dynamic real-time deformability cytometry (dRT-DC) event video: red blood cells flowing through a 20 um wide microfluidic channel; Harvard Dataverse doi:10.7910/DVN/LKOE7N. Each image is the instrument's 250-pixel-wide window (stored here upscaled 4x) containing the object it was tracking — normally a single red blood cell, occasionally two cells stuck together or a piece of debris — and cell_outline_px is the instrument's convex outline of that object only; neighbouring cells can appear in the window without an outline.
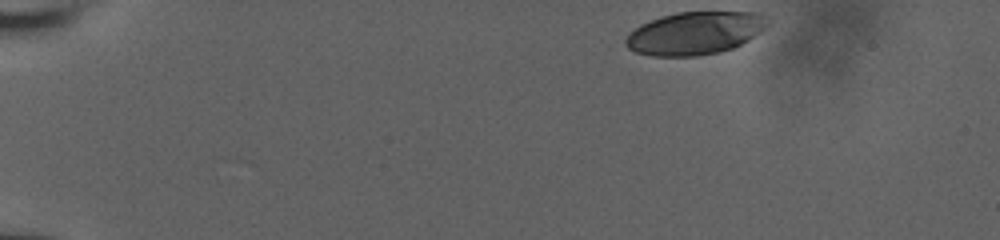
{"species": "human", "species_latin": "Homo sapiens", "temperature_condition": "room temperature", "stored_images_in_passage": 42, "camera_frame_rate_fps": 3000, "um_per_image_px": 0.085, "donor": {"sex": "male"}, "frame": {"image": 1, "passage_image": 1, "time_ms": 0.0, "image_size_px": [1000, 240], "cell_outline_px": [[772, 20], [760, 32], [748, 40], [732, 48], [720, 52], [696, 56], [652, 56], [636, 52], [628, 48], [624, 44], [624, 40], [628, 32], [640, 24], [660, 16], [676, 12], [760, 12], [768, 16]], "centroid_in_image_um": [59.06, 2.8], "position_along_channel_um": 25.9, "area_um2": 35.84}}
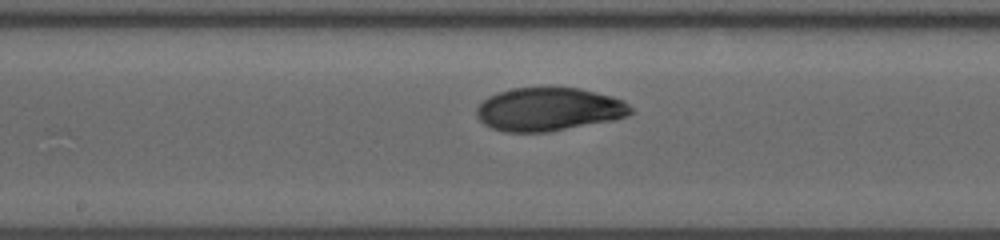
{"frame": {"image": 2, "passage_image": 24, "time_ms": 7.667, "image_size_px": [1000, 240], "cell_outline_px": [[632, 112], [628, 116], [612, 120], [548, 132], [504, 132], [492, 128], [484, 124], [476, 116], [476, 108], [488, 96], [512, 88], [580, 88], [612, 96], [624, 100], [632, 108]], "centroid_in_image_um": [46.64, 9.29], "position_along_channel_um": 201.6, "area_um2": 38.84}}
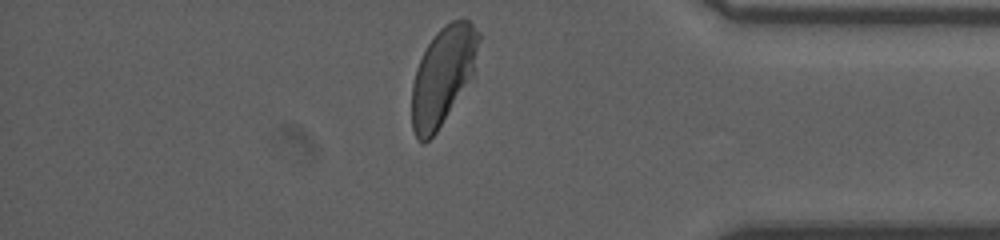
{"frame": {"image": 3, "passage_image": 41, "time_ms": 13.333, "image_size_px": [1000, 240], "cell_outline_px": [[480, 36], [472, 76], [436, 132], [424, 144], [416, 136], [412, 128], [412, 84], [416, 68], [428, 44], [436, 32], [440, 28], [452, 20], [468, 20], [480, 32]], "centroid_in_image_um": [37.63, 6.42], "position_along_channel_um": 397.6, "area_um2": 37.4}, "authors_computed_cell_mechanics": {"area_um2": 38.4659, "velocity_mm_per_s": 3.805, "shape_relaxation_time_tau1_ms": 3.3303, "shape_relaxation_time_tau2_ms": 1.1766, "deformation_change_tau1": 0.1477, "deformation_change_tau2": 0.041}}